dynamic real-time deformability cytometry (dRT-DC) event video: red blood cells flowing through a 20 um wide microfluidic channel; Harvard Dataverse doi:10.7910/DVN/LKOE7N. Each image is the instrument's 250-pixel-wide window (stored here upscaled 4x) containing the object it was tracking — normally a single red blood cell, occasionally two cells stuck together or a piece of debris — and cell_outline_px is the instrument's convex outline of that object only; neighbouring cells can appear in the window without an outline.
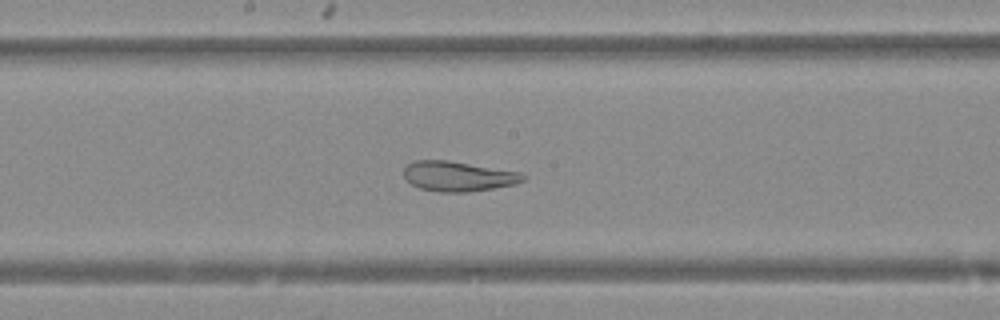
{"species": "Egyptian fruit bat (a non-hibernating species)", "species_latin": "Rousettus aegyptiacus", "temperature_condition": "warm", "stored_images_in_passage": 50, "camera_frame_rate_fps": 3000, "um_per_image_px": 0.085, "animal": {"sex": "female"}, "frame": {"image": 1, "passage_image": 27, "time_ms": 8.667, "image_size_px": [1000, 320], "cell_outline_px": [[524, 180], [516, 184], [468, 192], [440, 192], [420, 188], [412, 184], [404, 176], [404, 168], [408, 164], [416, 160], [448, 160], [520, 172], [524, 176]], "centroid_in_image_um": [38.93, 14.98], "position_along_channel_um": 209.3, "area_um2": 20.63}}
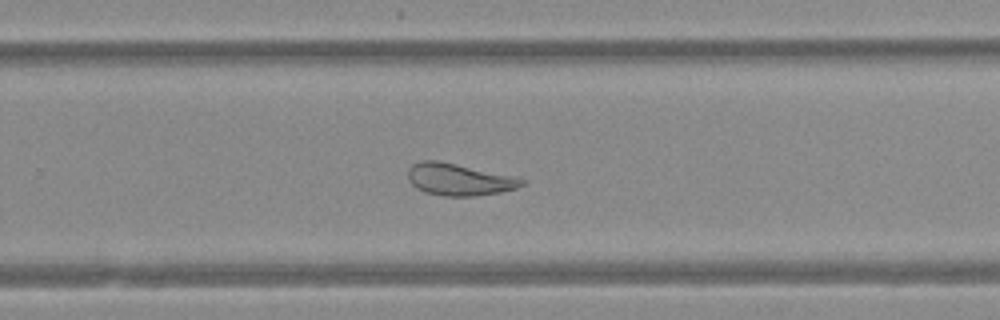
{"frame": {"image": 2, "passage_image": 33, "time_ms": 10.667, "image_size_px": [1000, 320], "cell_outline_px": [[528, 180], [524, 184], [516, 188], [500, 192], [476, 196], [444, 196], [424, 192], [416, 188], [408, 180], [408, 168], [412, 164], [420, 160], [436, 160], [516, 176]], "centroid_in_image_um": [39.02, 15.25], "position_along_channel_um": 290.8, "area_um2": 21.39}}
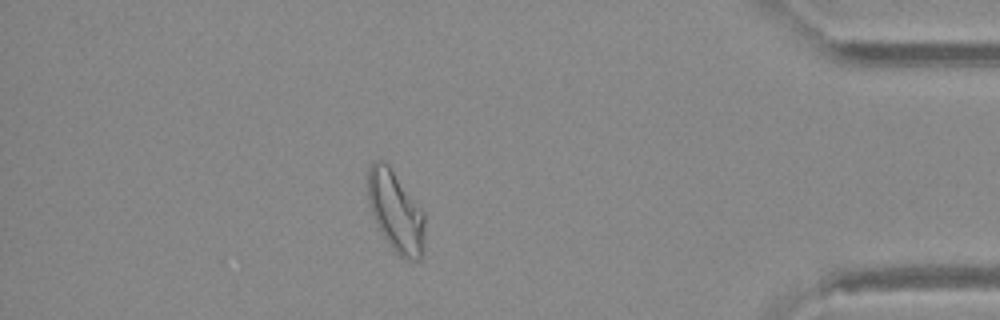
{"frame": {"image": 3, "passage_image": 44, "time_ms": 14.333, "image_size_px": [1000, 320], "cell_outline_px": [[424, 248], [420, 260], [408, 260], [400, 256], [392, 248], [384, 236], [372, 212], [368, 196], [368, 168], [372, 160], [384, 160], [388, 164], [424, 212]], "centroid_in_image_um": [33.65, 17.96], "position_along_channel_um": 401.5, "area_um2": 26.47}}